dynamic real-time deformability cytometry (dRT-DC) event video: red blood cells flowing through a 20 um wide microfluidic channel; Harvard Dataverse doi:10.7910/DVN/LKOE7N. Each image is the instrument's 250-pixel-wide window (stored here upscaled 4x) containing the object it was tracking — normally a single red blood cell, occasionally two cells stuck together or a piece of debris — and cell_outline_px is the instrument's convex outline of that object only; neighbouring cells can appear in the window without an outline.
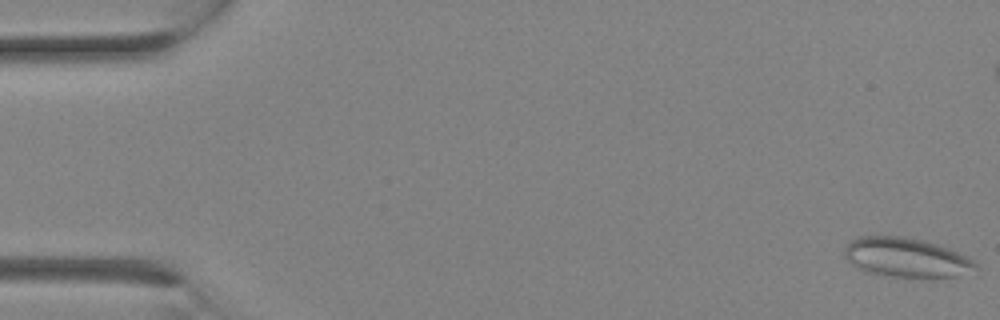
{"species": "Egyptian fruit bat (a non-hibernating species)", "species_latin": "Rousettus aegyptiacus", "temperature_condition": "room temperature", "stored_images_in_passage": 13, "camera_frame_rate_fps": 3000, "um_per_image_px": 0.085, "animal": {"sex": "female"}, "frame": {"image": 1, "passage_image": 1, "time_ms": 0.0, "image_size_px": [1000, 320], "cell_outline_px": [[976, 268], [956, 276], [892, 276], [864, 272], [852, 264], [844, 256], [844, 248], [848, 240], [856, 236], [904, 236], [924, 240], [948, 248], [968, 256], [976, 264]], "centroid_in_image_um": [76.94, 21.85], "position_along_channel_um": 8.1, "area_um2": 29.82}}
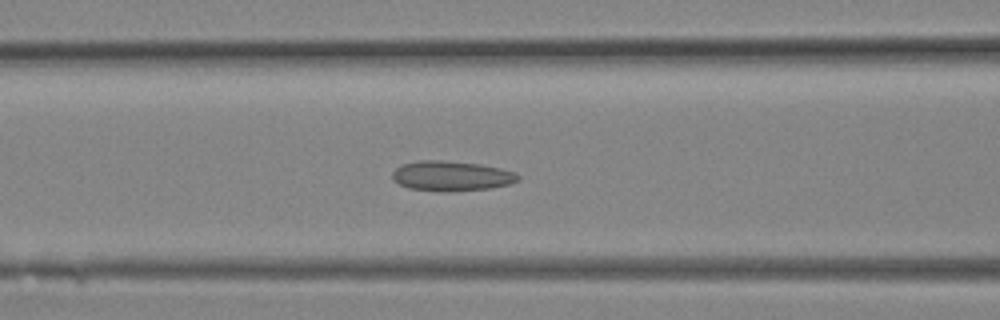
{"frame": {"image": 2, "passage_image": 11, "time_ms": 3.333, "image_size_px": [1000, 320], "cell_outline_px": [[520, 180], [508, 184], [492, 188], [448, 192], [440, 192], [408, 188], [392, 180], [392, 172], [400, 164], [420, 160], [440, 160], [480, 164], [500, 168], [516, 172], [520, 176]], "centroid_in_image_um": [38.36, 14.96], "position_along_channel_um": 128.2, "area_um2": 22.25}}
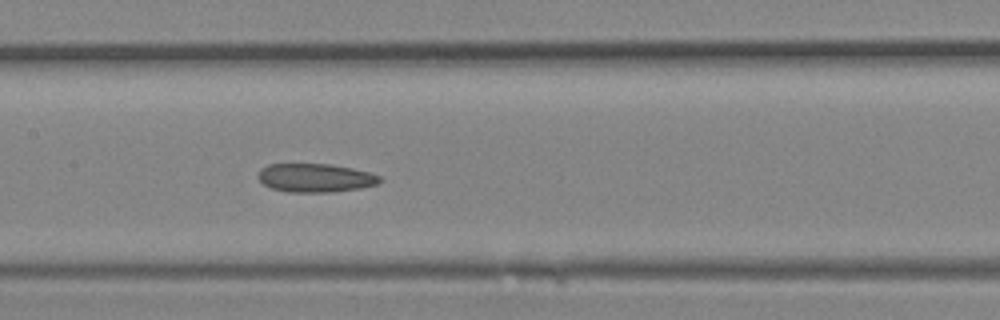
{"frame": {"image": 3, "passage_image": 13, "time_ms": 4.0, "image_size_px": [1000, 320], "cell_outline_px": [[384, 180], [376, 184], [360, 188], [332, 192], [288, 192], [272, 188], [264, 184], [256, 176], [260, 168], [268, 164], [332, 164], [352, 168], [368, 172], [380, 176]], "centroid_in_image_um": [26.79, 15.11], "position_along_channel_um": 180.6, "area_um2": 20.35}}